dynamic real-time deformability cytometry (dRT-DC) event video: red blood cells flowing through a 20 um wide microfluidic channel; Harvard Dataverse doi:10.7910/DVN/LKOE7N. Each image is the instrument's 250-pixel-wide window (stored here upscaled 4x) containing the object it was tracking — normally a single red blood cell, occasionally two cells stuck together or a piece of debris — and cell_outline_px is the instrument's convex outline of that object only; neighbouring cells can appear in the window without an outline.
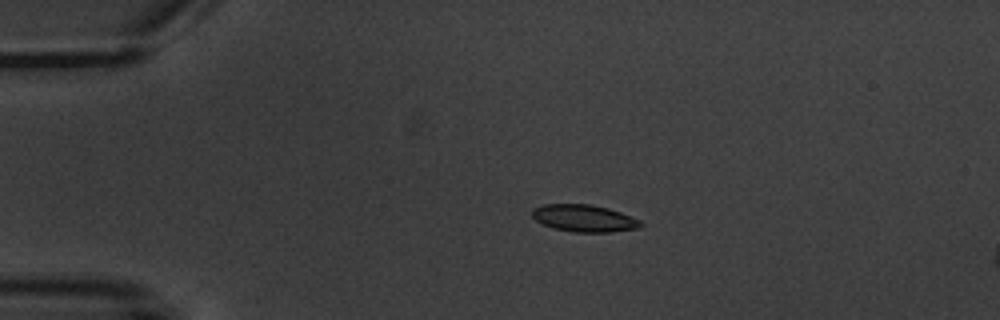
{"species": "common noctule bat (a hibernating species)", "species_latin": "Nyctalus noctula", "temperature_condition": "warm", "stored_images_in_passage": 4, "camera_frame_rate_fps": 3000, "um_per_image_px": 0.085, "animal": {"sex": "male", "body_mass_g": 20.1, "forearm_length_mm": 53.5}, "frame": {"image": 1, "passage_image": 3, "time_ms": 2.667, "image_size_px": [1000, 320], "cell_outline_px": [[644, 224], [640, 228], [612, 232], [572, 232], [556, 228], [544, 224], [536, 220], [532, 216], [532, 208], [544, 204], [592, 204], [608, 208], [620, 212], [640, 220]], "centroid_in_image_um": [49.67, 18.55], "position_along_channel_um": 35.3, "area_um2": 17.17}}